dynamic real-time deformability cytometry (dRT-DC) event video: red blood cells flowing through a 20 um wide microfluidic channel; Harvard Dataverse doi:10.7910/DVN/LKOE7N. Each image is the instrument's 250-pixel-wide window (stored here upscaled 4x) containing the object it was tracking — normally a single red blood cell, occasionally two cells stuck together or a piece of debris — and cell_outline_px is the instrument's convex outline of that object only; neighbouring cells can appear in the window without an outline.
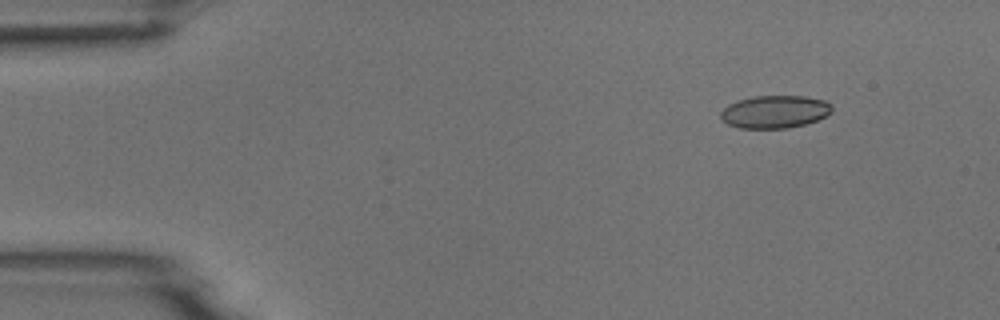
{"species": "common noctule bat (a hibernating species)", "species_latin": "Nyctalus noctula", "temperature_condition": "room temperature", "stored_images_in_passage": 8, "camera_frame_rate_fps": 3000, "um_per_image_px": 0.085, "animal": {"sex": "male", "body_mass_g": 18.8}, "frame": {"image": 1, "passage_image": 1, "time_ms": 0.0, "image_size_px": [1000, 320], "cell_outline_px": [[832, 112], [816, 120], [804, 124], [788, 128], [740, 128], [728, 124], [720, 116], [720, 112], [728, 104], [736, 100], [756, 96], [804, 96], [824, 100], [832, 104]], "centroid_in_image_um": [65.85, 9.49], "position_along_channel_um": 19.2, "area_um2": 21.15}}
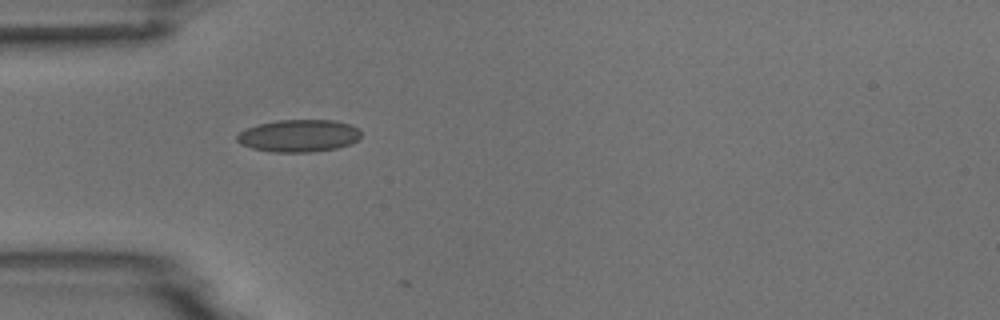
{"frame": {"image": 2, "passage_image": 4, "time_ms": 3.333, "image_size_px": [1000, 320], "cell_outline_px": [[360, 136], [352, 144], [336, 148], [312, 152], [272, 152], [252, 148], [240, 144], [236, 140], [236, 136], [240, 132], [248, 128], [260, 124], [280, 120], [332, 120], [348, 124], [360, 128]], "centroid_in_image_um": [25.41, 11.55], "position_along_channel_um": 59.6, "area_um2": 23.29}}
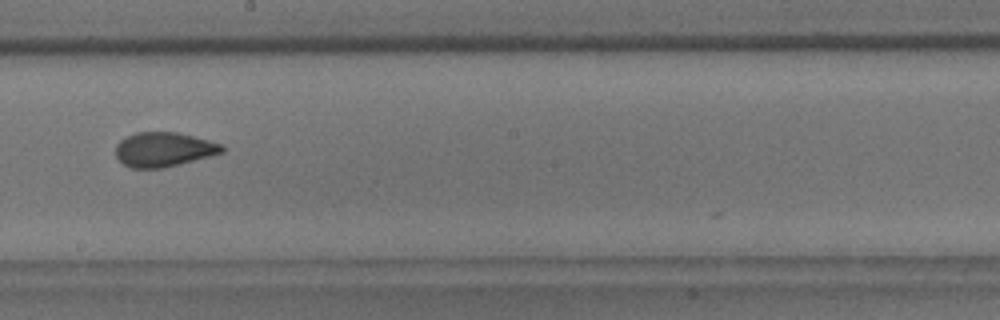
{"frame": {"image": 3, "passage_image": 8, "time_ms": 8.0, "image_size_px": [1000, 320], "cell_outline_px": [[224, 152], [180, 164], [164, 168], [132, 168], [124, 164], [116, 156], [116, 144], [120, 140], [136, 132], [176, 132], [208, 140], [220, 144], [224, 148]], "centroid_in_image_um": [13.9, 12.71], "position_along_channel_um": 234.3, "area_um2": 21.15}}